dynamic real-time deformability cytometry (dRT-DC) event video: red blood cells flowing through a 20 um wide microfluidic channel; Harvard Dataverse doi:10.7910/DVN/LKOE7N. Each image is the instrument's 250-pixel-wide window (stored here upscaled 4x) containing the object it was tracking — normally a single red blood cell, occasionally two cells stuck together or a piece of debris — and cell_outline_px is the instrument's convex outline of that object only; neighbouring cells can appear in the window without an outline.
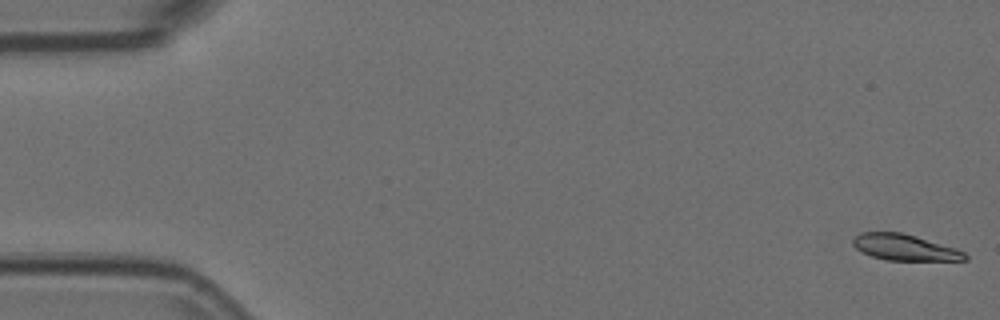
{"species": "Egyptian fruit bat (a non-hibernating species)", "species_latin": "Rousettus aegyptiacus", "temperature_condition": "room temperature", "stored_images_in_passage": 54, "camera_frame_rate_fps": 3000, "um_per_image_px": 0.085, "animal": {"sex": "female"}, "frame": {"image": 1, "passage_image": 1, "time_ms": 0.0, "image_size_px": [1000, 320], "cell_outline_px": [[968, 260], [888, 260], [872, 256], [856, 248], [852, 244], [852, 240], [860, 232], [900, 232], [916, 236], [956, 248], [964, 252], [968, 256]], "centroid_in_image_um": [76.91, 21.02], "position_along_channel_um": 8.1, "area_um2": 16.88}}
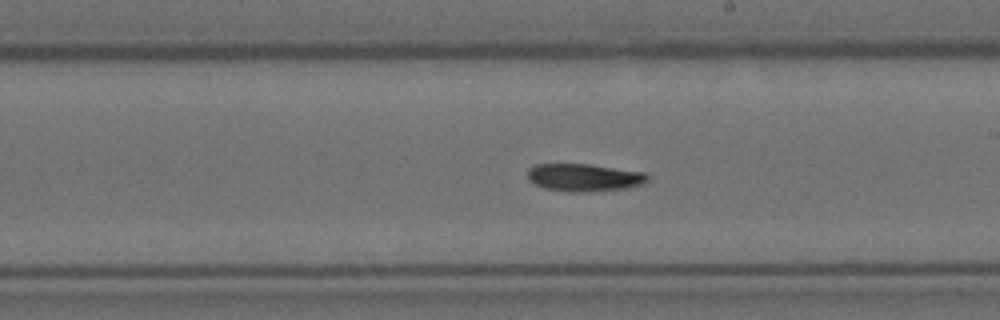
{"frame": {"image": 2, "passage_image": 31, "time_ms": 10.0, "image_size_px": [1000, 320], "cell_outline_px": [[648, 180], [640, 184], [628, 188], [584, 192], [572, 192], [544, 188], [528, 180], [528, 168], [536, 164], [588, 164], [644, 172], [648, 176]], "centroid_in_image_um": [49.62, 15.08], "position_along_channel_um": 239.4, "area_um2": 19.19}}
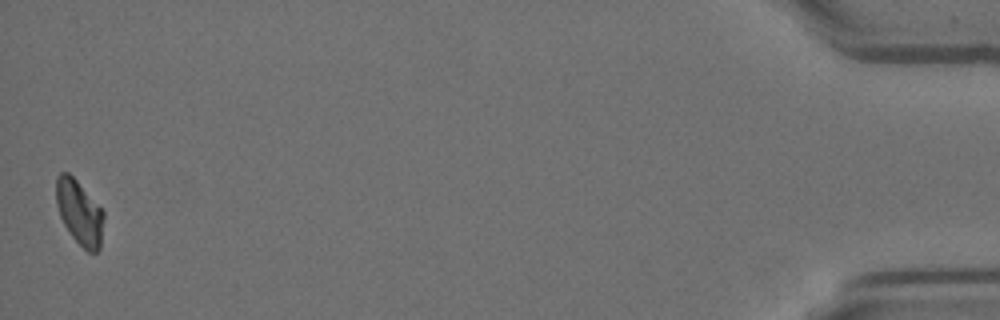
{"frame": {"image": 3, "passage_image": 54, "time_ms": 17.667, "image_size_px": [1000, 320], "cell_outline_px": [[104, 220], [100, 248], [96, 252], [88, 252], [72, 236], [64, 224], [60, 216], [56, 204], [56, 176], [60, 172], [68, 172], [76, 180], [104, 212]], "centroid_in_image_um": [6.74, 18.05], "position_along_channel_um": 428.5, "area_um2": 17.69}, "authors_computed_cell_mechanics": {"area_um2": 18.6983, "velocity_mm_per_s": 3.7209, "shape_relaxation_time_tau1_ms": 8.3162, "shape_relaxation_time_tau2_ms": null, "deformation_change_tau1": 0.1886, "deformation_change_tau2": null}}